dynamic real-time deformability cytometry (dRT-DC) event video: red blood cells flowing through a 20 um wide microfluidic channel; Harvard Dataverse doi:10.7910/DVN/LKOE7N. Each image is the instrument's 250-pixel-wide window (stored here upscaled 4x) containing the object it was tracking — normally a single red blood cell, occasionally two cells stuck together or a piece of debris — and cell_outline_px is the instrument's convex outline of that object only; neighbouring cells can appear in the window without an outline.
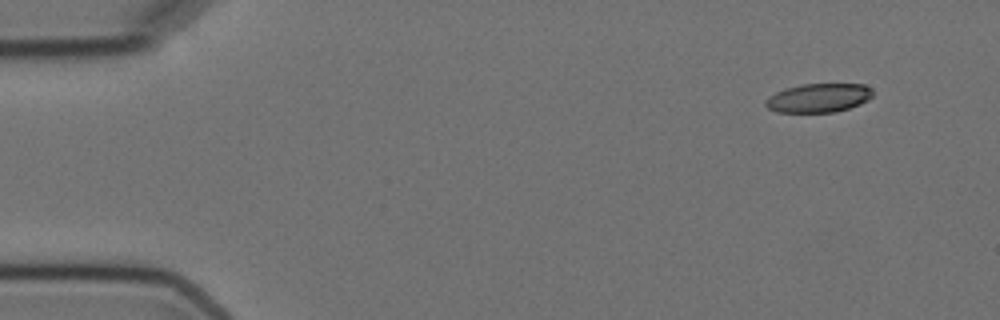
{"species": "Egyptian fruit bat (a non-hibernating species)", "species_latin": "Rousettus aegyptiacus", "temperature_condition": "cold", "stored_images_in_passage": 6, "camera_frame_rate_fps": 3000, "um_per_image_px": 0.085, "animal": {"sex": "female"}, "frame": {"image": 1, "passage_image": 1, "time_ms": 0.0, "image_size_px": [1000, 320], "cell_outline_px": [[872, 96], [868, 100], [860, 104], [836, 112], [776, 112], [768, 108], [764, 104], [764, 100], [768, 96], [784, 88], [804, 84], [864, 84], [872, 88]], "centroid_in_image_um": [69.56, 8.32], "position_along_channel_um": 15.4, "area_um2": 18.15}}
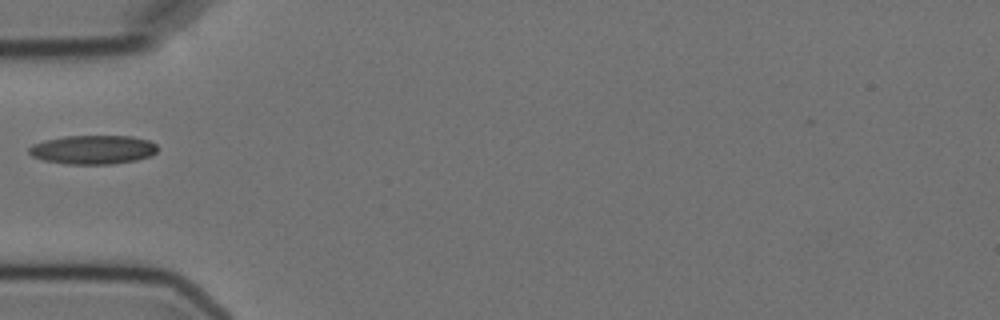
{"frame": {"image": 2, "passage_image": 5, "time_ms": 4.667, "image_size_px": [1000, 320], "cell_outline_px": [[156, 152], [148, 156], [136, 160], [112, 164], [64, 164], [44, 160], [32, 156], [28, 152], [28, 148], [32, 144], [44, 140], [64, 136], [132, 136], [148, 140], [156, 144]], "centroid_in_image_um": [7.86, 12.72], "position_along_channel_um": 77.1, "area_um2": 21.68}}
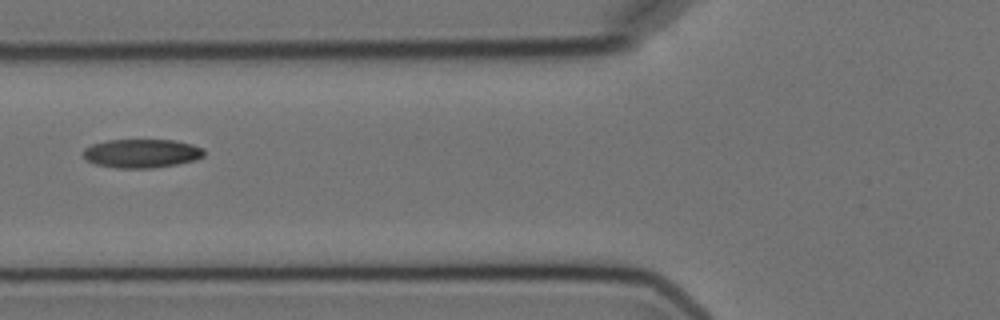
{"frame": {"image": 3, "passage_image": 6, "time_ms": 5.667, "image_size_px": [1000, 320], "cell_outline_px": [[204, 156], [196, 160], [176, 164], [152, 168], [116, 168], [96, 164], [84, 160], [84, 148], [92, 144], [108, 140], [176, 140], [192, 144], [204, 148]], "centroid_in_image_um": [12.05, 13.04], "position_along_channel_um": 113.8, "area_um2": 20.35}}